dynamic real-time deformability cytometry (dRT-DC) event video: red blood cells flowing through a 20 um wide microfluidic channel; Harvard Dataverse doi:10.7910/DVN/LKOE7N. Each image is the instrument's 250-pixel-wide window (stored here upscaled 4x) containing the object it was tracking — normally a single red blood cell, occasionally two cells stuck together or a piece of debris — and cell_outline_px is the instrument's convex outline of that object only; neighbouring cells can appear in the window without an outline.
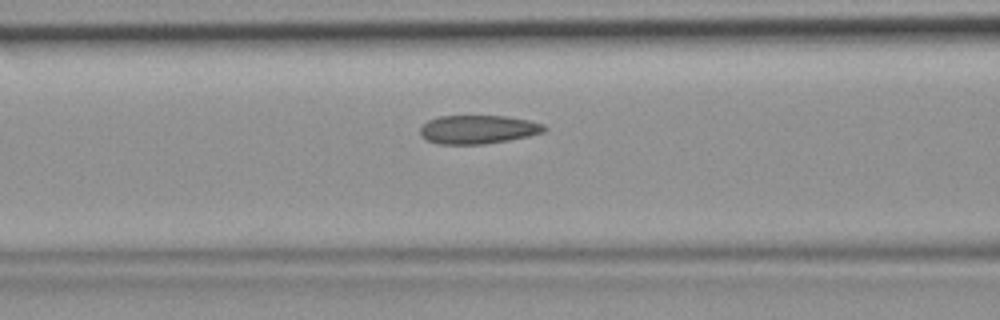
{"species": "common noctule bat (a hibernating species)", "species_latin": "Nyctalus noctula", "temperature_condition": "room temperature", "stored_images_in_passage": 39, "camera_frame_rate_fps": 3000, "um_per_image_px": 0.085, "animal": {"sex": "female", "body_mass_g": 19.9}, "frame": {"image": 1, "passage_image": 12, "time_ms": 3.667, "image_size_px": [1000, 320], "cell_outline_px": [[548, 128], [544, 132], [528, 136], [508, 140], [484, 144], [440, 144], [428, 140], [420, 132], [420, 128], [428, 120], [440, 116], [508, 116], [528, 120], [544, 124]], "centroid_in_image_um": [40.67, 11.0], "position_along_channel_um": 125.9, "area_um2": 20.58}}
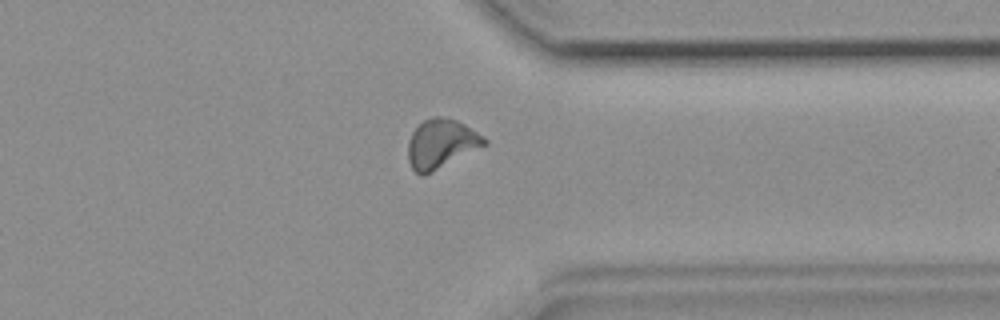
{"frame": {"image": 2, "passage_image": 29, "time_ms": 9.333, "image_size_px": [1000, 320], "cell_outline_px": [[488, 144], [420, 176], [412, 168], [408, 160], [408, 144], [412, 132], [424, 120], [432, 116], [440, 116], [456, 120], [464, 124], [484, 136], [488, 140]], "centroid_in_image_um": [37.5, 12.19], "position_along_channel_um": 373.9, "area_um2": 21.39}}
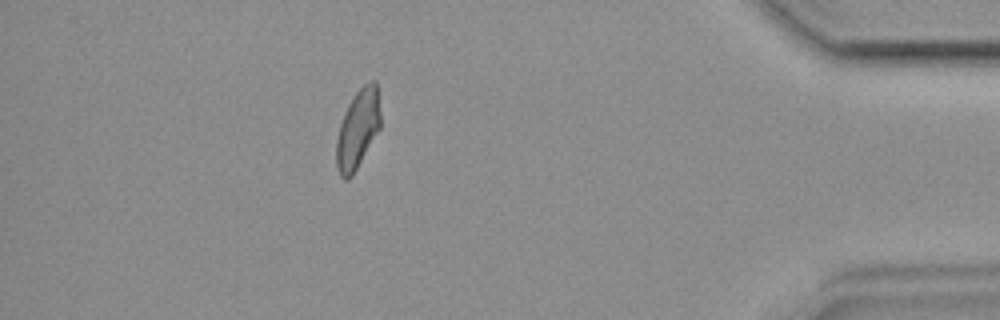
{"frame": {"image": 3, "passage_image": 34, "time_ms": 11.0, "image_size_px": [1000, 320], "cell_outline_px": [[380, 128], [352, 176], [348, 180], [344, 180], [340, 176], [336, 168], [336, 140], [340, 124], [348, 104], [356, 92], [364, 84], [372, 80], [376, 80], [380, 112]], "centroid_in_image_um": [30.4, 10.99], "position_along_channel_um": 404.8, "area_um2": 20.23}}